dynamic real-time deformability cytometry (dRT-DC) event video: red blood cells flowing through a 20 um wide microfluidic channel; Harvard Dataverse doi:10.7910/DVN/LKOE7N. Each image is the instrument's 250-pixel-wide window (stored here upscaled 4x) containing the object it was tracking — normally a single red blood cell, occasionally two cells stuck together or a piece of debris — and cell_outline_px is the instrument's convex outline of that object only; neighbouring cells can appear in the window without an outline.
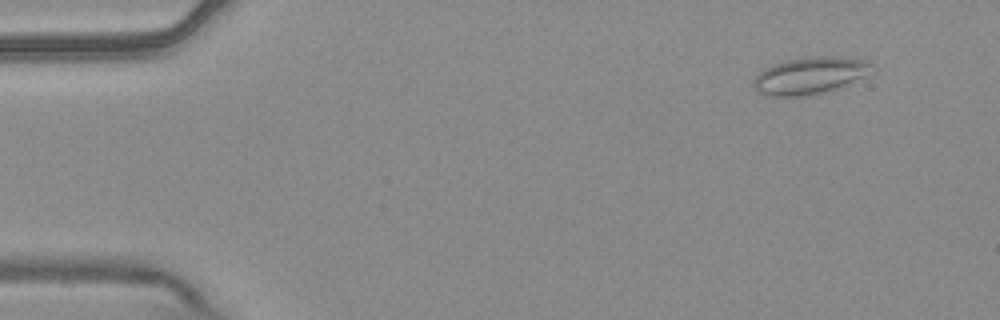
{"species": "common noctule bat (a hibernating species)", "species_latin": "Nyctalus noctula", "temperature_condition": "warm", "stored_images_in_passage": 53, "camera_frame_rate_fps": 3000, "um_per_image_px": 0.085, "animal": {"sex": "male", "body_mass_g": 20.4}, "frame": {"image": 1, "passage_image": 4, "time_ms": 1.0, "image_size_px": [1000, 320], "cell_outline_px": [[872, 64], [864, 76], [844, 84], [820, 92], [800, 96], [764, 96], [752, 84], [752, 80], [764, 68], [772, 64], [804, 56], [836, 56], [868, 60]], "centroid_in_image_um": [68.75, 6.39], "position_along_channel_um": 16.2, "area_um2": 24.97}}
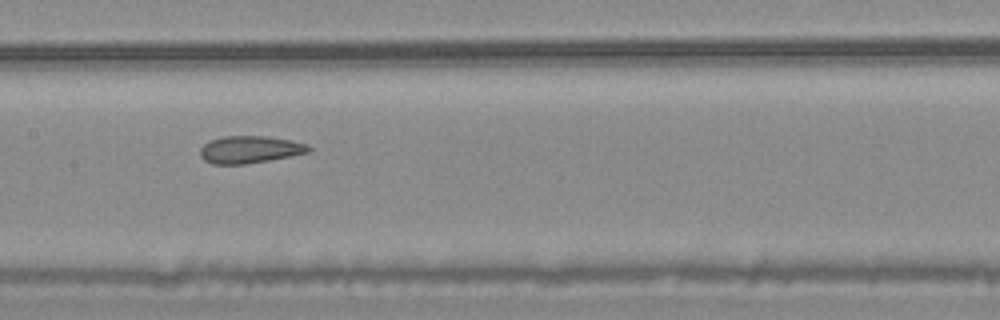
{"frame": {"image": 2, "passage_image": 26, "time_ms": 8.333, "image_size_px": [1000, 320], "cell_outline_px": [[312, 148], [308, 152], [268, 160], [244, 164], [212, 164], [204, 160], [200, 156], [200, 148], [204, 144], [212, 140], [224, 136], [268, 136], [292, 140], [308, 144]], "centroid_in_image_um": [21.23, 12.7], "position_along_channel_um": 186.2, "area_um2": 17.17}}
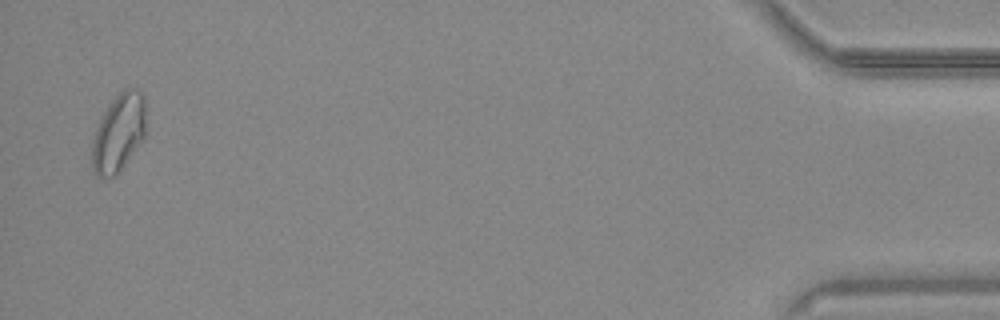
{"frame": {"image": 3, "passage_image": 52, "time_ms": 17.0, "image_size_px": [1000, 320], "cell_outline_px": [[144, 136], [120, 168], [112, 176], [96, 176], [92, 172], [92, 140], [96, 128], [108, 104], [124, 88], [140, 88], [144, 96]], "centroid_in_image_um": [10.05, 11.22], "position_along_channel_um": 425.1, "area_um2": 23.81}, "authors_computed_cell_mechanics": {"area_um2": 19.4208, "velocity_mm_per_s": 3.7512, "shape_relaxation_time_tau1_ms": null, "shape_relaxation_time_tau2_ms": 2.1484, "deformation_change_tau1": null, "deformation_change_tau2": 0.0919}}